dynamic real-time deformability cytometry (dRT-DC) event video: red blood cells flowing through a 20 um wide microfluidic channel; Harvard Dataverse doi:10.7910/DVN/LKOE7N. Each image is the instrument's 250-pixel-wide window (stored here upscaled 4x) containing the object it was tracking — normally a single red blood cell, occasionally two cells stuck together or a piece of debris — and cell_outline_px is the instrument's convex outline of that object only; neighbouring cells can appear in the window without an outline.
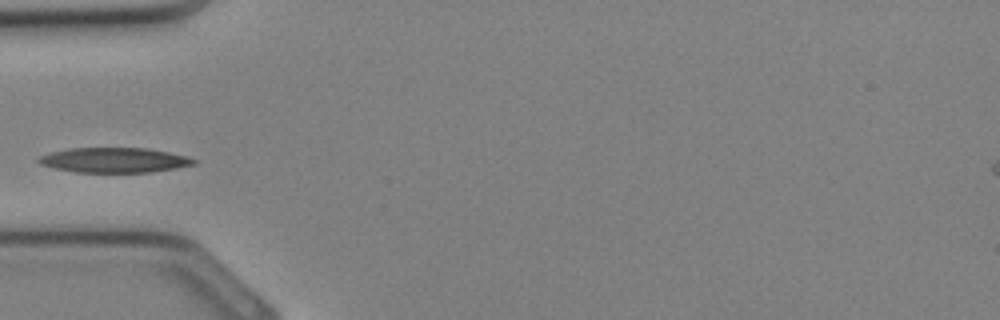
{"species": "Egyptian fruit bat (a non-hibernating species)", "species_latin": "Rousettus aegyptiacus", "temperature_condition": "cold", "stored_images_in_passage": 24, "camera_frame_rate_fps": 3000, "um_per_image_px": 0.085, "animal": {"sex": "female"}, "frame": {"image": 1, "passage_image": 1, "time_ms": 0.0, "image_size_px": [1000, 320], "cell_outline_px": [[196, 164], [176, 168], [148, 172], [76, 172], [56, 168], [40, 164], [36, 160], [40, 156], [52, 152], [68, 148], [148, 148], [168, 152], [184, 156], [196, 160]], "centroid_in_image_um": [9.69, 13.6], "position_along_channel_um": 75.3, "area_um2": 22.31}}
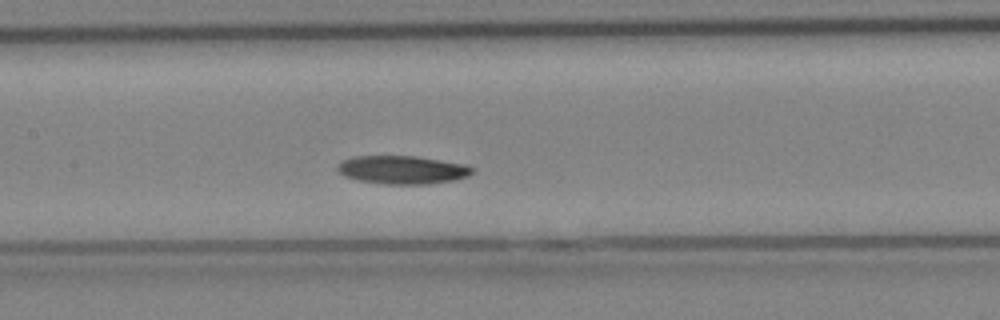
{"frame": {"image": 2, "passage_image": 6, "time_ms": 1.667, "image_size_px": [1000, 320], "cell_outline_px": [[476, 168], [468, 176], [456, 180], [428, 184], [384, 184], [356, 180], [344, 176], [336, 168], [336, 164], [344, 160], [356, 156], [416, 156], [468, 164]], "centroid_in_image_um": [34.24, 14.43], "position_along_channel_um": 173.2, "area_um2": 22.48}}
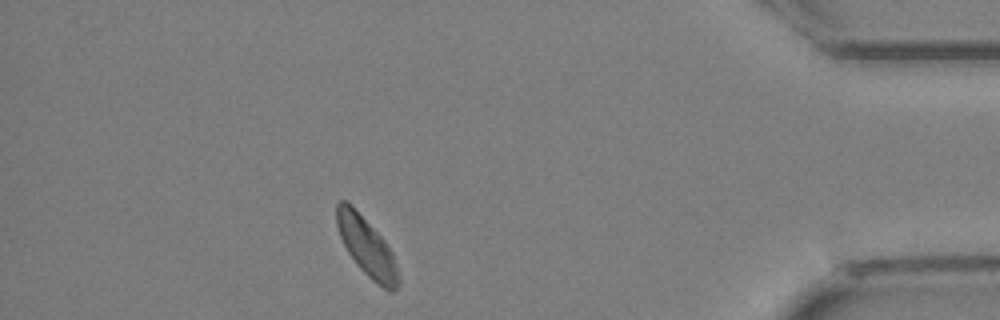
{"frame": {"image": 3, "passage_image": 20, "time_ms": 6.333, "image_size_px": [1000, 320], "cell_outline_px": [[400, 284], [392, 292], [388, 292], [372, 280], [356, 264], [348, 252], [340, 236], [336, 224], [336, 204], [340, 200], [344, 200], [384, 240], [392, 252], [400, 276]], "centroid_in_image_um": [31.2, 21.07], "position_along_channel_um": 404.0, "area_um2": 20.58}}